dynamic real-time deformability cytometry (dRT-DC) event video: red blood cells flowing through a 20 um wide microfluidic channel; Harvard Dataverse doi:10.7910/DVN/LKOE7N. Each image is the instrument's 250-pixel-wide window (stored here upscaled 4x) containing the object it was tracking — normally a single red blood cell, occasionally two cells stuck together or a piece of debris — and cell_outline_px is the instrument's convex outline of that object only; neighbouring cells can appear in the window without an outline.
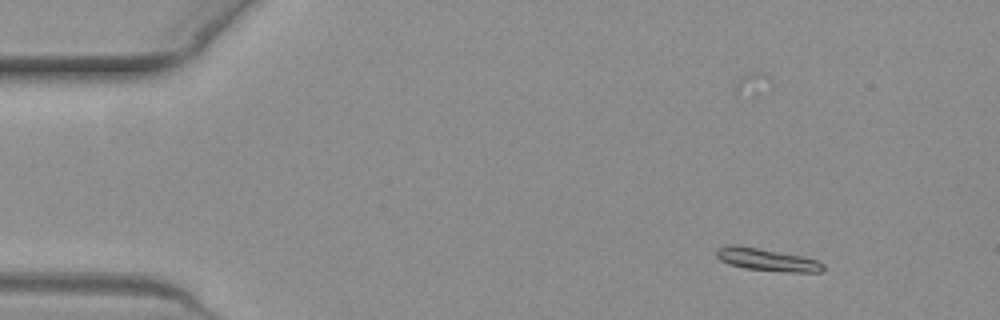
{"species": "common noctule bat (a hibernating species)", "species_latin": "Nyctalus noctula", "temperature_condition": "warm", "stored_images_in_passage": 50, "segment_of_instrument_passage": [1, 2], "camera_frame_rate_fps": 3000, "um_per_image_px": 0.085, "animal": {"sex": "female", "body_mass_g": 19.3, "forearm_length_mm": 54.1}, "frame": {"image": 1, "passage_image": 1, "time_ms": 0.0, "image_size_px": [1000, 320], "cell_outline_px": [[824, 268], [820, 272], [792, 272], [744, 268], [728, 264], [720, 260], [716, 256], [716, 248], [728, 244], [732, 244], [804, 256], [816, 260], [824, 264]], "centroid_in_image_um": [65.16, 22.06], "position_along_channel_um": 19.8, "area_um2": 13.87}}
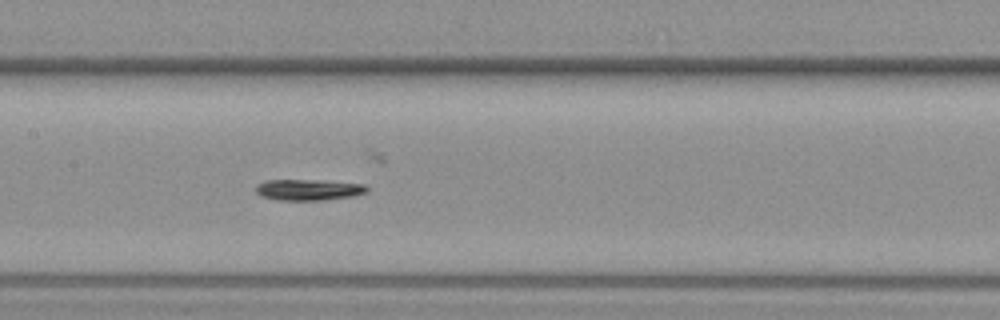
{"frame": {"image": 2, "passage_image": 21, "time_ms": 6.667, "image_size_px": [1000, 320], "cell_outline_px": [[368, 192], [352, 196], [324, 200], [276, 200], [260, 196], [256, 192], [256, 184], [268, 180], [320, 180], [364, 184], [368, 188]], "centroid_in_image_um": [26.21, 16.13], "position_along_channel_um": 181.2, "area_um2": 13.7}}
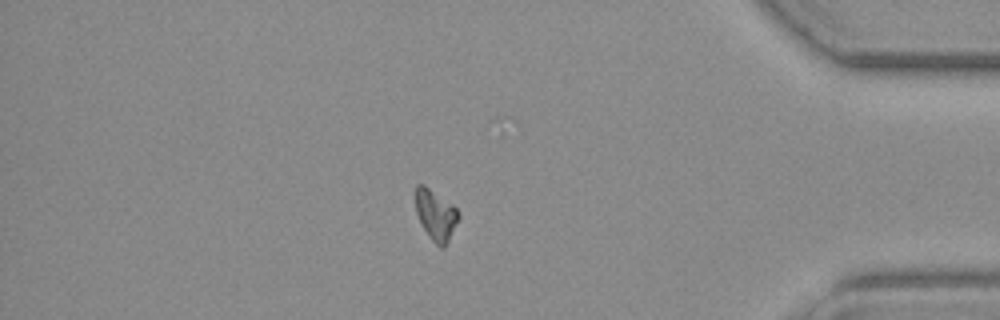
{"frame": {"image": 3, "passage_image": 41, "time_ms": 13.333, "image_size_px": [1000, 320], "cell_outline_px": [[460, 216], [444, 248], [440, 248], [432, 240], [424, 228], [416, 212], [416, 184], [424, 184], [452, 204], [456, 208]], "centroid_in_image_um": [37.04, 18.25], "position_along_channel_um": 398.2, "area_um2": 12.37}}